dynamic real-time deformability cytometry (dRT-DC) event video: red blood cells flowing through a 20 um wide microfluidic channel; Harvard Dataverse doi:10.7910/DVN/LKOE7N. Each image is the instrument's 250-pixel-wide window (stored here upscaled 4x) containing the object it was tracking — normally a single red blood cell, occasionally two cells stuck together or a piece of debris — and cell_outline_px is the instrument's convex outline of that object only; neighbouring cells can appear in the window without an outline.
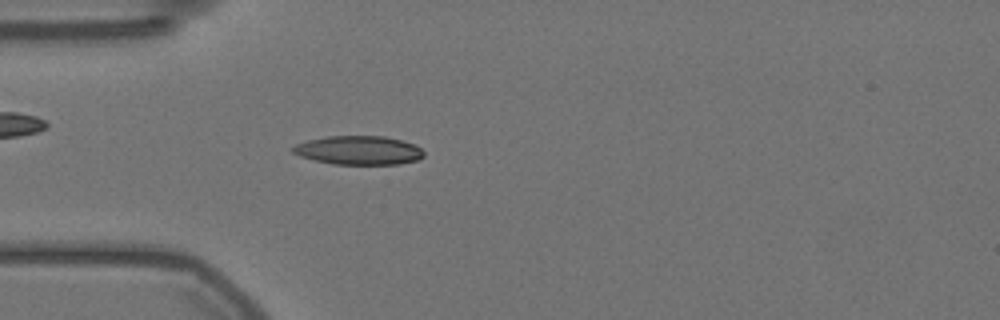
{"species": "Egyptian fruit bat (a non-hibernating species)", "species_latin": "Rousettus aegyptiacus", "temperature_condition": "warm", "stored_images_in_passage": 42, "camera_frame_rate_fps": 3000, "um_per_image_px": 0.085, "animal": {"sex": "female"}, "frame": {"image": 1, "passage_image": 1, "time_ms": 0.0, "image_size_px": [1000, 320], "cell_outline_px": [[424, 156], [420, 160], [400, 164], [332, 164], [300, 156], [292, 152], [292, 148], [296, 144], [308, 140], [328, 136], [384, 136], [400, 140], [412, 144], [420, 148], [424, 152]], "centroid_in_image_um": [30.51, 12.78], "position_along_channel_um": 54.5, "area_um2": 21.91}}
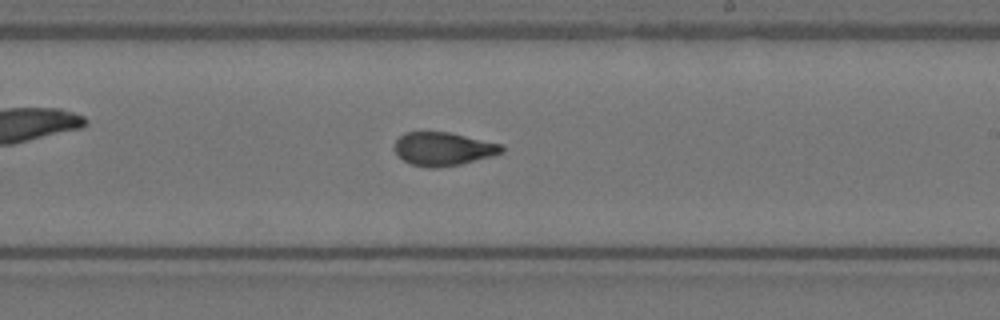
{"frame": {"image": 2, "passage_image": 18, "time_ms": 5.667, "image_size_px": [1000, 320], "cell_outline_px": [[504, 152], [460, 164], [436, 168], [428, 168], [412, 164], [404, 160], [396, 152], [396, 140], [404, 132], [448, 132], [500, 144], [504, 148]], "centroid_in_image_um": [37.66, 12.65], "position_along_channel_um": 251.3, "area_um2": 20.4}}
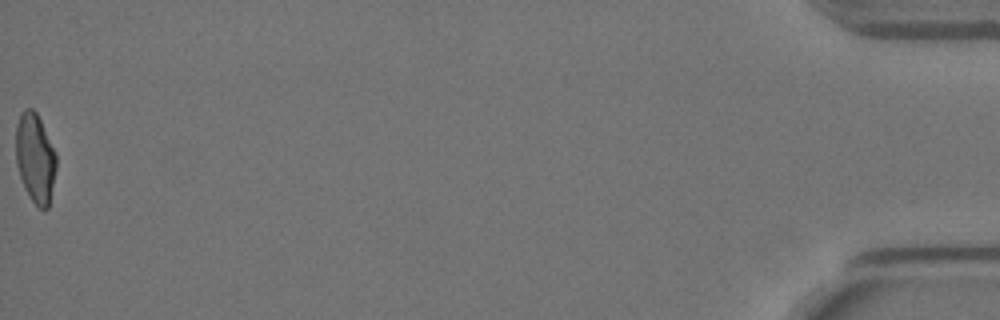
{"frame": {"image": 3, "passage_image": 42, "time_ms": 13.667, "image_size_px": [1000, 320], "cell_outline_px": [[56, 168], [48, 208], [44, 212], [28, 196], [20, 176], [16, 164], [16, 124], [20, 112], [24, 108], [32, 108], [36, 112], [56, 152]], "centroid_in_image_um": [2.98, 13.42], "position_along_channel_um": 432.2, "area_um2": 21.1}, "authors_computed_cell_mechanics": {"area_um2": 21.3571, "velocity_mm_per_s": 3.5573, "shape_relaxation_time_tau1_ms": 6.7427, "shape_relaxation_time_tau2_ms": 1.4579, "deformation_change_tau1": 0.228, "deformation_change_tau2": 0.0724}}